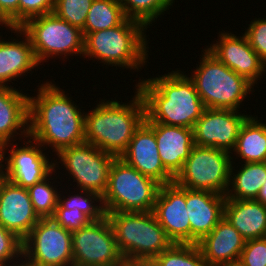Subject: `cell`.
I'll return each instance as SVG.
<instances>
[{"label":"cell","mask_w":266,"mask_h":266,"mask_svg":"<svg viewBox=\"0 0 266 266\" xmlns=\"http://www.w3.org/2000/svg\"><path fill=\"white\" fill-rule=\"evenodd\" d=\"M37 87V95L29 96V136L56 155L85 142L84 110L53 82Z\"/></svg>","instance_id":"1"},{"label":"cell","mask_w":266,"mask_h":266,"mask_svg":"<svg viewBox=\"0 0 266 266\" xmlns=\"http://www.w3.org/2000/svg\"><path fill=\"white\" fill-rule=\"evenodd\" d=\"M135 86L145 103V119L151 123L193 129L206 109L194 82L181 70L139 79Z\"/></svg>","instance_id":"2"},{"label":"cell","mask_w":266,"mask_h":266,"mask_svg":"<svg viewBox=\"0 0 266 266\" xmlns=\"http://www.w3.org/2000/svg\"><path fill=\"white\" fill-rule=\"evenodd\" d=\"M105 100L85 113V142L120 158L145 120V103L137 89L128 103H120L116 97Z\"/></svg>","instance_id":"3"},{"label":"cell","mask_w":266,"mask_h":266,"mask_svg":"<svg viewBox=\"0 0 266 266\" xmlns=\"http://www.w3.org/2000/svg\"><path fill=\"white\" fill-rule=\"evenodd\" d=\"M147 27L126 18L120 25L84 35L81 57L100 60L99 63L139 71L148 60ZM137 69V70H136Z\"/></svg>","instance_id":"4"},{"label":"cell","mask_w":266,"mask_h":266,"mask_svg":"<svg viewBox=\"0 0 266 266\" xmlns=\"http://www.w3.org/2000/svg\"><path fill=\"white\" fill-rule=\"evenodd\" d=\"M106 216L123 258L153 260L173 245L153 211H113Z\"/></svg>","instance_id":"5"},{"label":"cell","mask_w":266,"mask_h":266,"mask_svg":"<svg viewBox=\"0 0 266 266\" xmlns=\"http://www.w3.org/2000/svg\"><path fill=\"white\" fill-rule=\"evenodd\" d=\"M196 70L189 77L195 85L205 108L240 111V105L254 85L224 65L207 48Z\"/></svg>","instance_id":"6"},{"label":"cell","mask_w":266,"mask_h":266,"mask_svg":"<svg viewBox=\"0 0 266 266\" xmlns=\"http://www.w3.org/2000/svg\"><path fill=\"white\" fill-rule=\"evenodd\" d=\"M160 184L141 174L121 158H115L109 170L108 187L103 195L106 211H153Z\"/></svg>","instance_id":"7"},{"label":"cell","mask_w":266,"mask_h":266,"mask_svg":"<svg viewBox=\"0 0 266 266\" xmlns=\"http://www.w3.org/2000/svg\"><path fill=\"white\" fill-rule=\"evenodd\" d=\"M29 37L35 57L40 65L49 58L81 56L84 35L81 29L58 18L54 13L28 20L20 27Z\"/></svg>","instance_id":"8"},{"label":"cell","mask_w":266,"mask_h":266,"mask_svg":"<svg viewBox=\"0 0 266 266\" xmlns=\"http://www.w3.org/2000/svg\"><path fill=\"white\" fill-rule=\"evenodd\" d=\"M231 155L225 150L194 145L174 182L191 190L226 195L230 183Z\"/></svg>","instance_id":"9"},{"label":"cell","mask_w":266,"mask_h":266,"mask_svg":"<svg viewBox=\"0 0 266 266\" xmlns=\"http://www.w3.org/2000/svg\"><path fill=\"white\" fill-rule=\"evenodd\" d=\"M56 156L59 159L54 160L55 170H60L59 164L64 165L63 169L67 170L73 182H76L77 190L95 192L103 197L115 156L88 142L62 149ZM57 159L60 161L57 162Z\"/></svg>","instance_id":"10"},{"label":"cell","mask_w":266,"mask_h":266,"mask_svg":"<svg viewBox=\"0 0 266 266\" xmlns=\"http://www.w3.org/2000/svg\"><path fill=\"white\" fill-rule=\"evenodd\" d=\"M22 257L34 266H73L72 232L41 218L22 240Z\"/></svg>","instance_id":"11"},{"label":"cell","mask_w":266,"mask_h":266,"mask_svg":"<svg viewBox=\"0 0 266 266\" xmlns=\"http://www.w3.org/2000/svg\"><path fill=\"white\" fill-rule=\"evenodd\" d=\"M73 266H117L123 258L107 218L72 232Z\"/></svg>","instance_id":"12"},{"label":"cell","mask_w":266,"mask_h":266,"mask_svg":"<svg viewBox=\"0 0 266 266\" xmlns=\"http://www.w3.org/2000/svg\"><path fill=\"white\" fill-rule=\"evenodd\" d=\"M27 139V142L23 140V147H19L16 142L5 144V154L7 151L10 154L4 158L3 177L17 186L28 189L56 170L55 161H49L46 156L49 154L43 153V146L30 136Z\"/></svg>","instance_id":"13"},{"label":"cell","mask_w":266,"mask_h":266,"mask_svg":"<svg viewBox=\"0 0 266 266\" xmlns=\"http://www.w3.org/2000/svg\"><path fill=\"white\" fill-rule=\"evenodd\" d=\"M248 116L235 110L206 108L194 124V144L233 154L239 130Z\"/></svg>","instance_id":"14"},{"label":"cell","mask_w":266,"mask_h":266,"mask_svg":"<svg viewBox=\"0 0 266 266\" xmlns=\"http://www.w3.org/2000/svg\"><path fill=\"white\" fill-rule=\"evenodd\" d=\"M153 213L173 244H191L185 187L175 182L160 185Z\"/></svg>","instance_id":"15"},{"label":"cell","mask_w":266,"mask_h":266,"mask_svg":"<svg viewBox=\"0 0 266 266\" xmlns=\"http://www.w3.org/2000/svg\"><path fill=\"white\" fill-rule=\"evenodd\" d=\"M120 158L160 185L174 182V177L161 162L154 133V123L148 122L146 119L135 130L133 138Z\"/></svg>","instance_id":"16"},{"label":"cell","mask_w":266,"mask_h":266,"mask_svg":"<svg viewBox=\"0 0 266 266\" xmlns=\"http://www.w3.org/2000/svg\"><path fill=\"white\" fill-rule=\"evenodd\" d=\"M219 41L207 49L214 54L224 65L238 75L245 77L254 86L261 80L266 72V64L260 59L257 53L251 48L246 36H236L232 32H221Z\"/></svg>","instance_id":"17"},{"label":"cell","mask_w":266,"mask_h":266,"mask_svg":"<svg viewBox=\"0 0 266 266\" xmlns=\"http://www.w3.org/2000/svg\"><path fill=\"white\" fill-rule=\"evenodd\" d=\"M40 219L28 189L0 178V225L23 240Z\"/></svg>","instance_id":"18"},{"label":"cell","mask_w":266,"mask_h":266,"mask_svg":"<svg viewBox=\"0 0 266 266\" xmlns=\"http://www.w3.org/2000/svg\"><path fill=\"white\" fill-rule=\"evenodd\" d=\"M226 195L186 188V206L191 225V244H197L224 217Z\"/></svg>","instance_id":"19"},{"label":"cell","mask_w":266,"mask_h":266,"mask_svg":"<svg viewBox=\"0 0 266 266\" xmlns=\"http://www.w3.org/2000/svg\"><path fill=\"white\" fill-rule=\"evenodd\" d=\"M245 243L246 239L223 217L197 245L208 266H221L239 260Z\"/></svg>","instance_id":"20"},{"label":"cell","mask_w":266,"mask_h":266,"mask_svg":"<svg viewBox=\"0 0 266 266\" xmlns=\"http://www.w3.org/2000/svg\"><path fill=\"white\" fill-rule=\"evenodd\" d=\"M8 29L25 39L18 41L19 39L15 38L5 41L0 37V87L9 86L8 82L14 84L12 80L17 81L18 77L33 72L31 70L40 65L28 35L21 28L8 27Z\"/></svg>","instance_id":"21"},{"label":"cell","mask_w":266,"mask_h":266,"mask_svg":"<svg viewBox=\"0 0 266 266\" xmlns=\"http://www.w3.org/2000/svg\"><path fill=\"white\" fill-rule=\"evenodd\" d=\"M154 133L161 162L175 178L195 145L193 129L154 123Z\"/></svg>","instance_id":"22"},{"label":"cell","mask_w":266,"mask_h":266,"mask_svg":"<svg viewBox=\"0 0 266 266\" xmlns=\"http://www.w3.org/2000/svg\"><path fill=\"white\" fill-rule=\"evenodd\" d=\"M21 91L12 85L0 87V140L5 144L15 142L18 134L21 140L29 136L30 95Z\"/></svg>","instance_id":"23"},{"label":"cell","mask_w":266,"mask_h":266,"mask_svg":"<svg viewBox=\"0 0 266 266\" xmlns=\"http://www.w3.org/2000/svg\"><path fill=\"white\" fill-rule=\"evenodd\" d=\"M224 217L246 240L266 237V205L261 202L226 199Z\"/></svg>","instance_id":"24"},{"label":"cell","mask_w":266,"mask_h":266,"mask_svg":"<svg viewBox=\"0 0 266 266\" xmlns=\"http://www.w3.org/2000/svg\"><path fill=\"white\" fill-rule=\"evenodd\" d=\"M231 160L230 183L226 199L256 200L266 181V162L243 163L239 170L234 172L238 165L234 167L233 158Z\"/></svg>","instance_id":"25"},{"label":"cell","mask_w":266,"mask_h":266,"mask_svg":"<svg viewBox=\"0 0 266 266\" xmlns=\"http://www.w3.org/2000/svg\"><path fill=\"white\" fill-rule=\"evenodd\" d=\"M261 122L249 115L239 130L233 152L244 163L266 162V124Z\"/></svg>","instance_id":"26"},{"label":"cell","mask_w":266,"mask_h":266,"mask_svg":"<svg viewBox=\"0 0 266 266\" xmlns=\"http://www.w3.org/2000/svg\"><path fill=\"white\" fill-rule=\"evenodd\" d=\"M126 19L120 0H94L82 29L83 34L106 30Z\"/></svg>","instance_id":"27"},{"label":"cell","mask_w":266,"mask_h":266,"mask_svg":"<svg viewBox=\"0 0 266 266\" xmlns=\"http://www.w3.org/2000/svg\"><path fill=\"white\" fill-rule=\"evenodd\" d=\"M174 2V0H120L125 17L139 21L147 28L161 14L168 12Z\"/></svg>","instance_id":"28"},{"label":"cell","mask_w":266,"mask_h":266,"mask_svg":"<svg viewBox=\"0 0 266 266\" xmlns=\"http://www.w3.org/2000/svg\"><path fill=\"white\" fill-rule=\"evenodd\" d=\"M152 261L155 266H208L197 244H173Z\"/></svg>","instance_id":"29"},{"label":"cell","mask_w":266,"mask_h":266,"mask_svg":"<svg viewBox=\"0 0 266 266\" xmlns=\"http://www.w3.org/2000/svg\"><path fill=\"white\" fill-rule=\"evenodd\" d=\"M79 194L65 195L60 191L59 204L68 210H79L87 215L92 221H99L106 217V211L103 204V197L95 192L79 190ZM62 192V193H61ZM98 205H97V204ZM97 205V206H96Z\"/></svg>","instance_id":"30"},{"label":"cell","mask_w":266,"mask_h":266,"mask_svg":"<svg viewBox=\"0 0 266 266\" xmlns=\"http://www.w3.org/2000/svg\"><path fill=\"white\" fill-rule=\"evenodd\" d=\"M52 175L53 172L44 180L28 188L34 211L40 218L52 217L59 202L60 190L58 192L57 187L53 186L56 180L53 183L50 181L55 179L51 177Z\"/></svg>","instance_id":"31"},{"label":"cell","mask_w":266,"mask_h":266,"mask_svg":"<svg viewBox=\"0 0 266 266\" xmlns=\"http://www.w3.org/2000/svg\"><path fill=\"white\" fill-rule=\"evenodd\" d=\"M94 0H55L53 13L70 25L83 29Z\"/></svg>","instance_id":"32"},{"label":"cell","mask_w":266,"mask_h":266,"mask_svg":"<svg viewBox=\"0 0 266 266\" xmlns=\"http://www.w3.org/2000/svg\"><path fill=\"white\" fill-rule=\"evenodd\" d=\"M19 257L22 258V240L0 225V266L19 262Z\"/></svg>","instance_id":"33"},{"label":"cell","mask_w":266,"mask_h":266,"mask_svg":"<svg viewBox=\"0 0 266 266\" xmlns=\"http://www.w3.org/2000/svg\"><path fill=\"white\" fill-rule=\"evenodd\" d=\"M55 0H19L18 28L28 20L53 13Z\"/></svg>","instance_id":"34"},{"label":"cell","mask_w":266,"mask_h":266,"mask_svg":"<svg viewBox=\"0 0 266 266\" xmlns=\"http://www.w3.org/2000/svg\"><path fill=\"white\" fill-rule=\"evenodd\" d=\"M245 30L251 48L257 53L260 59L266 64V18H255Z\"/></svg>","instance_id":"35"},{"label":"cell","mask_w":266,"mask_h":266,"mask_svg":"<svg viewBox=\"0 0 266 266\" xmlns=\"http://www.w3.org/2000/svg\"><path fill=\"white\" fill-rule=\"evenodd\" d=\"M239 261L244 266H266V237L246 240Z\"/></svg>","instance_id":"36"},{"label":"cell","mask_w":266,"mask_h":266,"mask_svg":"<svg viewBox=\"0 0 266 266\" xmlns=\"http://www.w3.org/2000/svg\"><path fill=\"white\" fill-rule=\"evenodd\" d=\"M51 218L70 232L77 231L92 222V220L81 211L64 209L59 203Z\"/></svg>","instance_id":"37"},{"label":"cell","mask_w":266,"mask_h":266,"mask_svg":"<svg viewBox=\"0 0 266 266\" xmlns=\"http://www.w3.org/2000/svg\"><path fill=\"white\" fill-rule=\"evenodd\" d=\"M18 5L19 0H0V25L18 28Z\"/></svg>","instance_id":"38"},{"label":"cell","mask_w":266,"mask_h":266,"mask_svg":"<svg viewBox=\"0 0 266 266\" xmlns=\"http://www.w3.org/2000/svg\"><path fill=\"white\" fill-rule=\"evenodd\" d=\"M117 266H155L152 260L122 258Z\"/></svg>","instance_id":"39"},{"label":"cell","mask_w":266,"mask_h":266,"mask_svg":"<svg viewBox=\"0 0 266 266\" xmlns=\"http://www.w3.org/2000/svg\"><path fill=\"white\" fill-rule=\"evenodd\" d=\"M5 143L0 140V178L4 176Z\"/></svg>","instance_id":"40"},{"label":"cell","mask_w":266,"mask_h":266,"mask_svg":"<svg viewBox=\"0 0 266 266\" xmlns=\"http://www.w3.org/2000/svg\"><path fill=\"white\" fill-rule=\"evenodd\" d=\"M256 201L261 202L262 204L266 205V181L263 184L260 192L256 198Z\"/></svg>","instance_id":"41"},{"label":"cell","mask_w":266,"mask_h":266,"mask_svg":"<svg viewBox=\"0 0 266 266\" xmlns=\"http://www.w3.org/2000/svg\"><path fill=\"white\" fill-rule=\"evenodd\" d=\"M19 263V264H18ZM8 266H34L30 263H28L27 261L23 260V258L21 259V262L19 260V262H16V263H13L11 265H8Z\"/></svg>","instance_id":"42"},{"label":"cell","mask_w":266,"mask_h":266,"mask_svg":"<svg viewBox=\"0 0 266 266\" xmlns=\"http://www.w3.org/2000/svg\"><path fill=\"white\" fill-rule=\"evenodd\" d=\"M221 266H244V265L239 260H236V261H231Z\"/></svg>","instance_id":"43"}]
</instances>
